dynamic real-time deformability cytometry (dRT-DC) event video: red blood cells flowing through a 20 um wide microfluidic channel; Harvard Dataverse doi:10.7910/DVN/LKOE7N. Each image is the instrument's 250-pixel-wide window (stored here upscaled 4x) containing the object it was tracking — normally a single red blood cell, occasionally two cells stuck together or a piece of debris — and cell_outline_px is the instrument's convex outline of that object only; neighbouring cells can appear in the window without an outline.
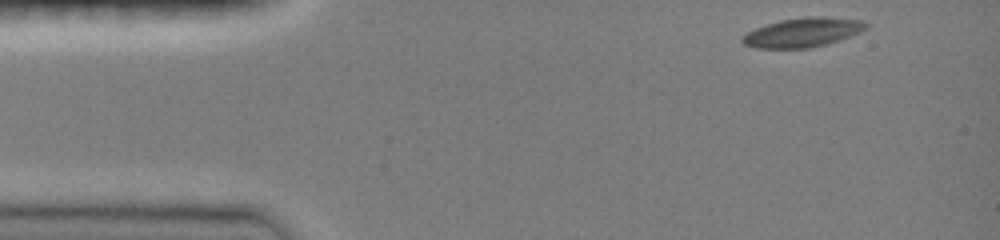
{"species": "common noctule bat (a hibernating species)", "species_latin": "Nyctalus noctula", "temperature_condition": "room temperature", "stored_images_in_passage": 40, "camera_frame_rate_fps": 3000, "um_per_image_px": 0.085, "animal": {"sex": "female", "body_mass_g": 19.0, "forearm_length_mm": 51.5}, "frame": {"image": 1, "passage_image": 1, "time_ms": 0.0, "image_size_px": [1000, 240], "cell_outline_px": [[868, 28], [860, 32], [824, 44], [808, 48], [756, 48], [744, 44], [740, 40], [748, 32], [756, 28], [780, 20], [808, 16], [812, 16], [864, 20], [868, 24]], "centroid_in_image_um": [68.23, 2.75], "position_along_channel_um": 16.8, "area_um2": 20.69}}
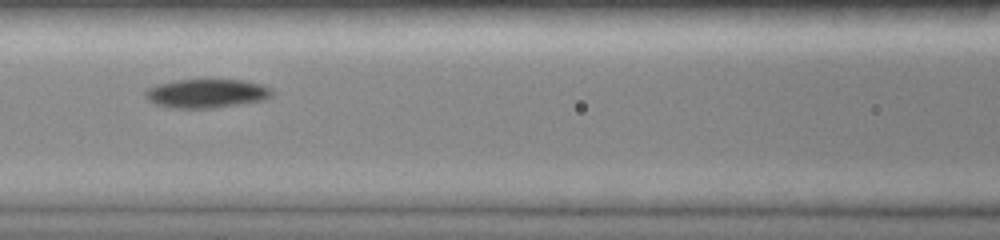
{"frame": {"image": 2, "passage_image": 17, "time_ms": 5.333, "image_size_px": [1000, 240], "cell_outline_px": [[272, 96], [264, 100], [212, 108], [172, 108], [152, 104], [144, 96], [144, 92], [148, 88], [156, 84], [176, 80], [244, 80], [260, 84], [272, 88]], "centroid_in_image_um": [17.52, 7.94], "position_along_channel_um": 149.1, "area_um2": 21.39}}
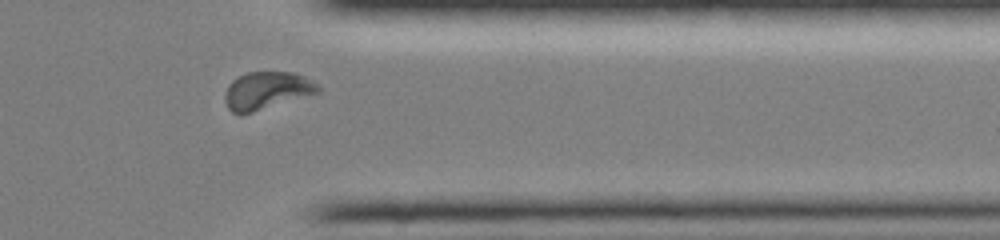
{"frame": {"image": 3, "passage_image": 35, "time_ms": 11.333, "image_size_px": [1000, 240], "cell_outline_px": [[320, 92], [252, 112], [232, 112], [228, 108], [224, 100], [224, 92], [228, 84], [232, 80], [244, 72], [292, 72], [304, 76], [320, 84]], "centroid_in_image_um": [22.67, 7.67], "position_along_channel_um": 388.7, "area_um2": 20.35}, "authors_computed_cell_mechanics": {"area_um2": 20.7502, "velocity_mm_per_s": 3.9971, "shape_relaxation_time_tau1_ms": 4.1627, "shape_relaxation_time_tau2_ms": null, "deformation_change_tau1": 0.1676, "deformation_change_tau2": null}}